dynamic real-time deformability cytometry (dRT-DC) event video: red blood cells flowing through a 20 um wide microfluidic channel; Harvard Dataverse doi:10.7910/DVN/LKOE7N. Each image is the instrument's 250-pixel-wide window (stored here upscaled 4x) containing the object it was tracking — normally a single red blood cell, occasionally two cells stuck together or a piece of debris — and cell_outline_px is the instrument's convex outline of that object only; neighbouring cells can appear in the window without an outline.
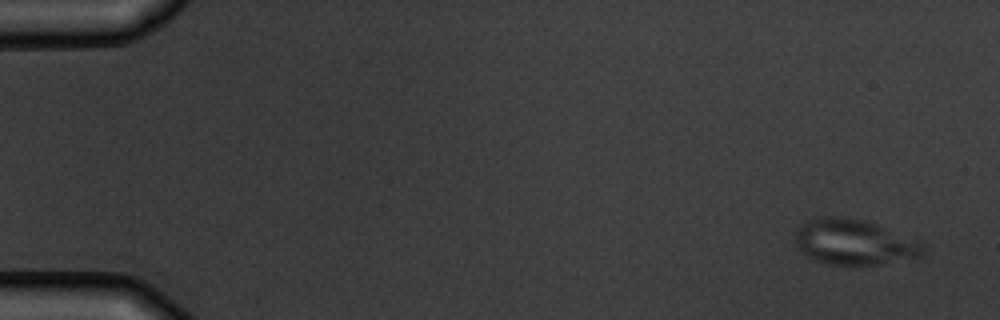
{"species": "common noctule bat (a hibernating species)", "species_latin": "Nyctalus noctula", "temperature_condition": "warm", "stored_images_in_passage": 6, "camera_frame_rate_fps": 3000, "um_per_image_px": 0.085, "animal": {"sex": "male", "body_mass_g": 19.5, "forearm_length_mm": 54.6}, "frame": {"image": 1, "passage_image": 1, "time_ms": 0.0, "image_size_px": [1000, 320], "cell_outline_px": [[924, 252], [916, 260], [876, 264], [828, 264], [816, 260], [800, 252], [796, 248], [796, 228], [800, 224], [816, 216], [848, 216], [864, 220], [924, 244]], "centroid_in_image_um": [72.56, 20.58], "position_along_channel_um": 12.4, "area_um2": 33.93}}